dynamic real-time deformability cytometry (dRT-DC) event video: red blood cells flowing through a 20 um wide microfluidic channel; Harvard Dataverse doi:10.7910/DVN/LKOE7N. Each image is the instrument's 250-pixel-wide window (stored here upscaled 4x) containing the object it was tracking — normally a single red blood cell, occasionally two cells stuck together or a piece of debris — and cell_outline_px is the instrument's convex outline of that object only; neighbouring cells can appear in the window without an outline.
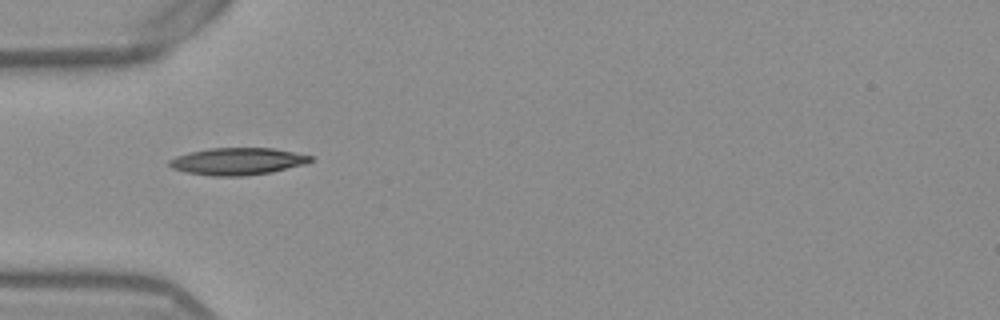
{"species": "Egyptian fruit bat (a non-hibernating species)", "species_latin": "Rousettus aegyptiacus", "temperature_condition": "warm", "stored_images_in_passage": 35, "camera_frame_rate_fps": 3000, "um_per_image_px": 0.085, "frame": {"image": 1, "passage_image": 1, "time_ms": 0.0, "image_size_px": [1000, 320], "cell_outline_px": [[312, 160], [304, 164], [272, 172], [244, 176], [212, 176], [184, 172], [172, 168], [168, 164], [168, 160], [176, 156], [188, 152], [208, 148], [272, 148], [312, 156]], "centroid_in_image_um": [20.13, 13.72], "position_along_channel_um": 64.9, "area_um2": 22.31}}
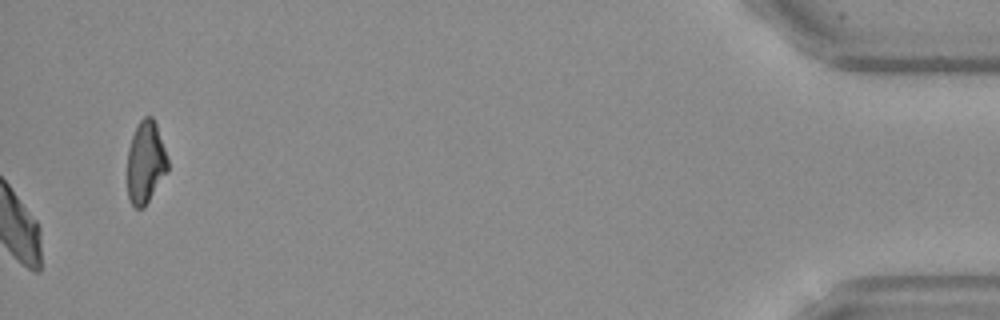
{"frame": {"image": 2, "passage_image": 35, "time_ms": 11.333, "image_size_px": [1000, 320], "cell_outline_px": [[168, 172], [144, 208], [136, 208], [132, 204], [128, 196], [128, 148], [132, 136], [140, 120], [144, 116], [152, 116], [156, 124], [168, 160]], "centroid_in_image_um": [12.38, 13.82], "position_along_channel_um": 422.8, "area_um2": 19.31}, "authors_computed_cell_mechanics": {"area_um2": 24.7962, "velocity_mm_per_s": 3.843, "shape_relaxation_time_tau1_ms": 10.1603, "shape_relaxation_time_tau2_ms": 9.4419, "deformation_change_tau1": 0.2123, "deformation_change_tau2": 0.1817}}